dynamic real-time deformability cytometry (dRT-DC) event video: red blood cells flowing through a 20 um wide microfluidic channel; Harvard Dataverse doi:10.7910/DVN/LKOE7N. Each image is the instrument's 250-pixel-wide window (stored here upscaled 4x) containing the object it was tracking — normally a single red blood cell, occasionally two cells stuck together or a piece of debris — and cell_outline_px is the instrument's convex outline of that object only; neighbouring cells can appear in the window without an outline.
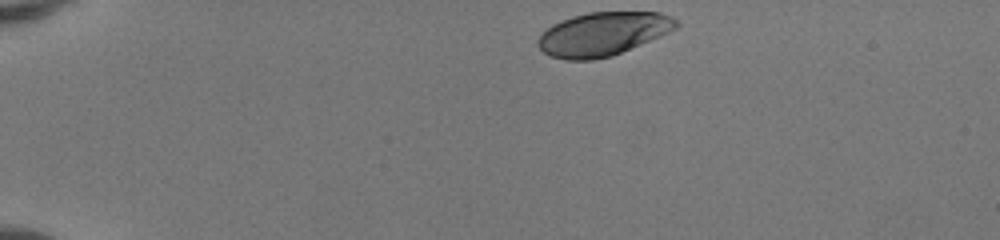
{"species": "human", "species_latin": "Homo sapiens", "temperature_condition": "room temperature", "stored_images_in_passage": 40, "camera_frame_rate_fps": 3000, "um_per_image_px": 0.085, "donor": {"sex": "female"}, "frame": {"image": 1, "passage_image": 1, "time_ms": 0.0, "image_size_px": [1000, 240], "cell_outline_px": [[680, 24], [676, 28], [660, 36], [612, 56], [592, 60], [564, 60], [552, 56], [544, 52], [536, 44], [536, 40], [552, 24], [560, 20], [572, 16], [588, 12], [660, 12], [672, 16]], "centroid_in_image_um": [51.24, 2.88], "position_along_channel_um": 33.8, "area_um2": 35.08}}
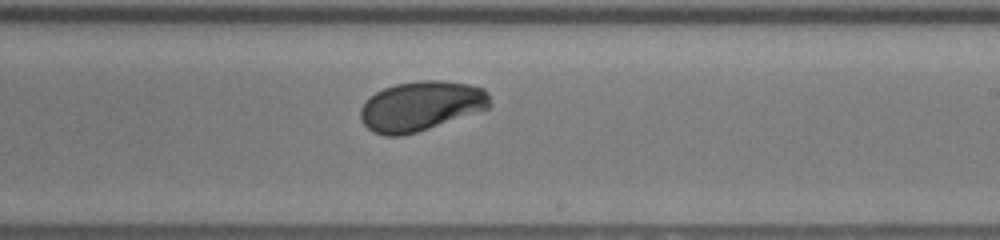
{"frame": {"image": 2, "passage_image": 23, "time_ms": 7.333, "image_size_px": [1000, 240], "cell_outline_px": [[492, 104], [488, 108], [416, 132], [400, 136], [384, 136], [372, 132], [360, 120], [360, 108], [368, 96], [384, 88], [396, 84], [420, 80], [440, 80], [468, 84], [484, 88], [488, 92]], "centroid_in_image_um": [35.75, 9.0], "position_along_channel_um": 253.3, "area_um2": 37.51}}
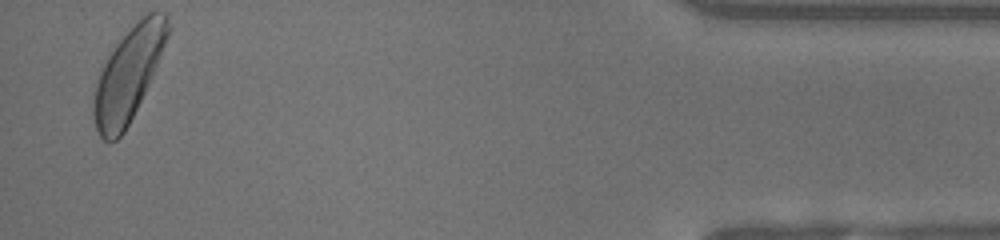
{"frame": {"image": 3, "passage_image": 40, "time_ms": 13.0, "image_size_px": [1000, 240], "cell_outline_px": [[172, 28], [152, 76], [124, 132], [116, 140], [104, 140], [100, 136], [96, 128], [92, 112], [92, 96], [100, 72], [108, 56], [116, 44], [140, 12], [168, 12]], "centroid_in_image_um": [10.94, 6.2], "position_along_channel_um": 424.3, "area_um2": 40.52}, "authors_computed_cell_mechanics": {"area_um2": 37.3677, "velocity_mm_per_s": 4.1307, "shape_relaxation_time_tau1_ms": 2.7931, "shape_relaxation_time_tau2_ms": null, "deformation_change_tau1": 0.1589, "deformation_change_tau2": null}}